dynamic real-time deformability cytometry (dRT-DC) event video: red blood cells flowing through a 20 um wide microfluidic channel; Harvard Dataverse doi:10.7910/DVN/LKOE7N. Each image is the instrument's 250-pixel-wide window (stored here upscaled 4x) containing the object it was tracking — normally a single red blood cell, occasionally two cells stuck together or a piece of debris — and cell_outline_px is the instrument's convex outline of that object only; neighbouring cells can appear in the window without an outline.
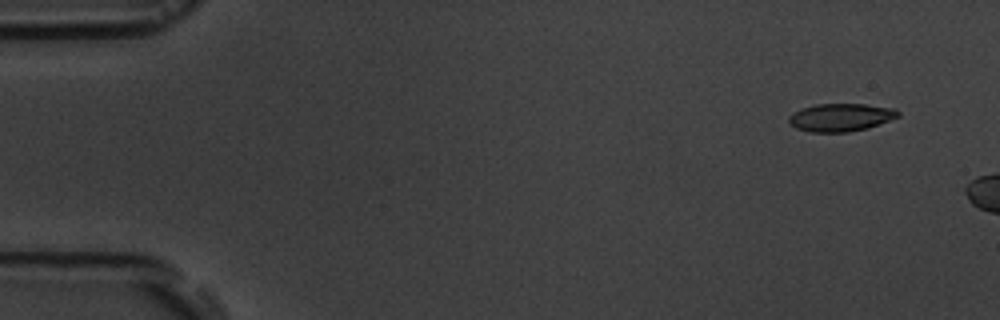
{"species": "common noctule bat (a hibernating species)", "species_latin": "Nyctalus noctula", "temperature_condition": "room temperature", "stored_images_in_passage": 3, "camera_frame_rate_fps": 3000, "um_per_image_px": 0.085, "animal": {"sex": "male", "body_mass_g": 19.5, "forearm_length_mm": 54.6}, "frame": {"image": 1, "passage_image": 1, "time_ms": 0.0, "image_size_px": [1000, 320], "cell_outline_px": [[900, 116], [868, 128], [848, 132], [808, 132], [796, 128], [788, 120], [788, 116], [792, 112], [816, 104], [864, 104], [896, 108], [900, 112]], "centroid_in_image_um": [71.48, 9.97], "position_along_channel_um": 13.5, "area_um2": 17.8}}